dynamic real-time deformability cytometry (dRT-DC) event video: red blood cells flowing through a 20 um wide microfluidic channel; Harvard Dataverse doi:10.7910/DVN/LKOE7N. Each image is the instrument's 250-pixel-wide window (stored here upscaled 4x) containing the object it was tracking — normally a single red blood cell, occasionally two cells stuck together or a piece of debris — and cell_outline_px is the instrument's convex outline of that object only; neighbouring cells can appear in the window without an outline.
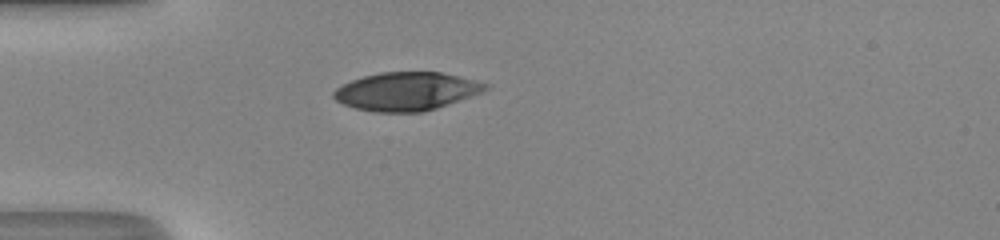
{"species": "human", "species_latin": "Homo sapiens", "temperature_condition": "room temperature", "stored_images_in_passage": 36, "camera_frame_rate_fps": 3000, "um_per_image_px": 0.085, "donor": {"sex": "male"}, "frame": {"image": 1, "passage_image": 1, "time_ms": 0.0, "image_size_px": [1000, 240], "cell_outline_px": [[488, 88], [472, 96], [424, 112], [372, 112], [356, 108], [344, 104], [336, 100], [332, 96], [332, 92], [336, 88], [352, 80], [364, 76], [380, 72], [440, 72], [488, 84]], "centroid_in_image_um": [34.5, 7.77], "position_along_channel_um": 50.5, "area_um2": 33.52}}
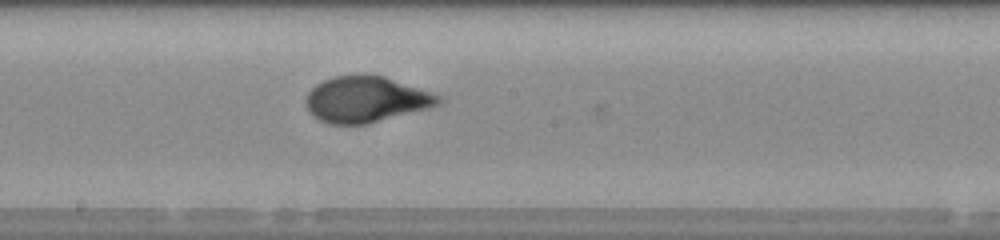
{"frame": {"image": 2, "passage_image": 14, "time_ms": 4.333, "image_size_px": [1000, 240], "cell_outline_px": [[444, 100], [440, 104], [428, 108], [368, 124], [328, 124], [312, 116], [308, 112], [308, 92], [316, 84], [324, 80], [336, 76], [384, 76], [440, 96]], "centroid_in_image_um": [31.11, 8.48], "position_along_channel_um": 217.1, "area_um2": 34.85}}
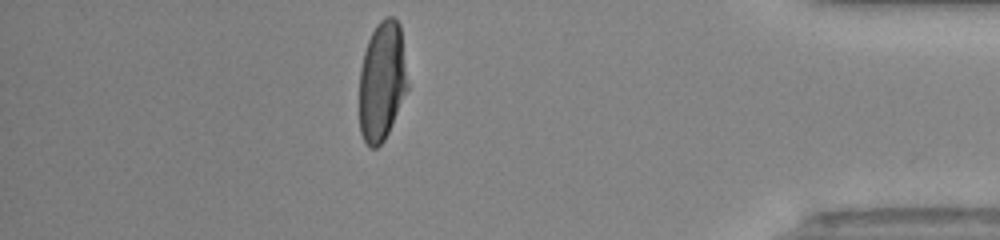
{"frame": {"image": 3, "passage_image": 30, "time_ms": 9.667, "image_size_px": [1000, 240], "cell_outline_px": [[408, 88], [392, 124], [384, 140], [376, 148], [368, 148], [360, 132], [360, 68], [364, 52], [368, 40], [376, 24], [384, 16], [392, 16], [400, 24], [408, 84]], "centroid_in_image_um": [32.46, 6.89], "position_along_channel_um": 402.7, "area_um2": 33.58}, "authors_computed_cell_mechanics": {"area_um2": 35.4314, "velocity_mm_per_s": 4.2228, "shape_relaxation_time_tau1_ms": 4.5206, "shape_relaxation_time_tau2_ms": null, "deformation_change_tau1": 0.2293, "deformation_change_tau2": null}}